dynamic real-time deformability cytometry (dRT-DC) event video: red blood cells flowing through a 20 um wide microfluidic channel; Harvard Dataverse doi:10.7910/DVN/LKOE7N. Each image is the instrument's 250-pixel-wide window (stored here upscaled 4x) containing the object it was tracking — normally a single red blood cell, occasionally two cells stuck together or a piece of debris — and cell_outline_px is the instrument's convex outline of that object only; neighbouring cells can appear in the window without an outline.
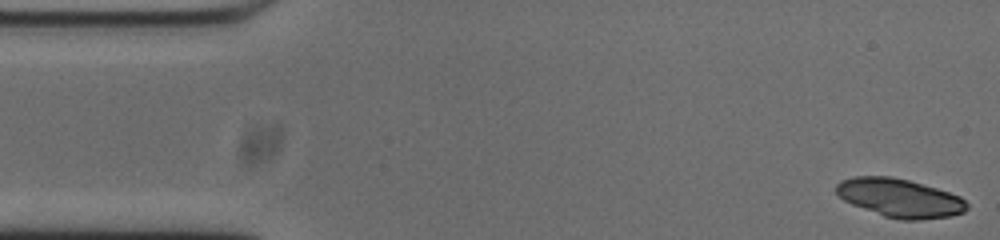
{"species": "common noctule bat (a hibernating species)", "species_latin": "Nyctalus noctula", "temperature_condition": "cold", "stored_images_in_passage": 14, "camera_frame_rate_fps": 3000, "um_per_image_px": 0.085, "animal": {"sex": "male", "body_mass_g": 20.0, "forearm_length_mm": 53.3}, "frame": {"image": 1, "passage_image": 1, "time_ms": 0.0, "image_size_px": [1000, 240], "cell_outline_px": [[968, 208], [964, 212], [948, 216], [920, 220], [900, 220], [884, 216], [852, 204], [844, 200], [836, 192], [836, 184], [840, 180], [856, 176], [892, 176], [908, 180], [936, 188], [960, 196], [968, 204]], "centroid_in_image_um": [76.47, 16.82], "position_along_channel_um": 8.5, "area_um2": 29.19}}